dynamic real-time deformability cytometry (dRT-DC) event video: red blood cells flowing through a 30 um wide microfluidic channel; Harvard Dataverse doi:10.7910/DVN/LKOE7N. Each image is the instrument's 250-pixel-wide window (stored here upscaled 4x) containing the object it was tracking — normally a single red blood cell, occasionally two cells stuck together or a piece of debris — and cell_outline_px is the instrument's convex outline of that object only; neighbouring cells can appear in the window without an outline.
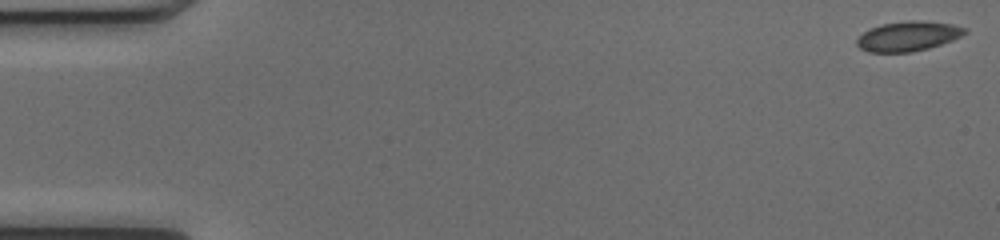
{"species": "common noctule bat (a hibernating species)", "species_latin": "Nyctalus noctula", "temperature_condition": "cold", "stored_images_in_passage": 51, "camera_frame_rate_fps": 3000, "um_per_image_px": 0.085, "animal": {"sex": "female", "body_mass_g": 17.0, "forearm_length_mm": 48.0}, "frame": {"image": 1, "passage_image": 1, "time_ms": 0.0, "image_size_px": [1000, 240], "cell_outline_px": [[968, 32], [952, 40], [928, 48], [912, 52], [868, 52], [860, 48], [856, 44], [856, 40], [868, 28], [880, 24], [908, 20], [916, 20], [952, 24], [968, 28]], "centroid_in_image_um": [77.17, 3.07], "position_along_channel_um": 7.8, "area_um2": 18.79}}
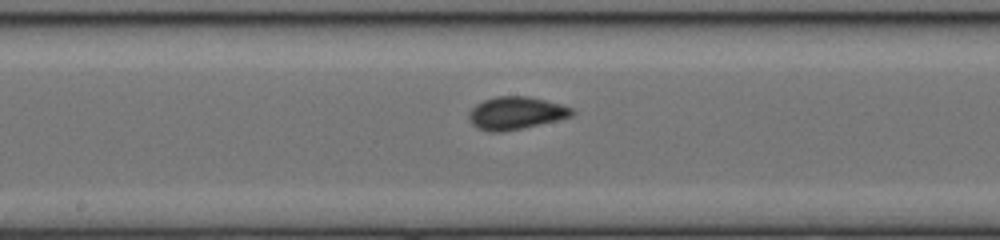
{"frame": {"image": 2, "passage_image": 27, "time_ms": 8.667, "image_size_px": [1000, 240], "cell_outline_px": [[576, 112], [572, 116], [556, 120], [520, 128], [500, 132], [488, 132], [476, 128], [468, 120], [468, 112], [476, 104], [484, 100], [496, 96], [528, 96], [560, 104], [572, 108]], "centroid_in_image_um": [43.8, 9.61], "position_along_channel_um": 204.4, "area_um2": 19.54}}
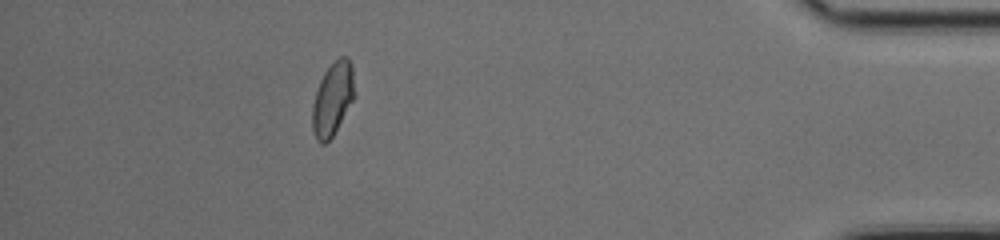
{"frame": {"image": 3, "passage_image": 46, "time_ms": 15.0, "image_size_px": [1000, 240], "cell_outline_px": [[356, 96], [332, 136], [324, 144], [320, 144], [316, 140], [312, 128], [312, 104], [320, 80], [324, 72], [340, 56], [348, 56], [352, 64]], "centroid_in_image_um": [28.29, 8.39], "position_along_channel_um": 406.9, "area_um2": 18.15}, "authors_computed_cell_mechanics": {"area_um2": 18.785, "velocity_mm_per_s": 4.0327, "shape_relaxation_time_tau1_ms": 7.442, "shape_relaxation_time_tau2_ms": 1.0995, "deformation_change_tau1": 0.1251, "deformation_change_tau2": 0.0417}}